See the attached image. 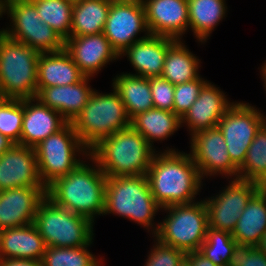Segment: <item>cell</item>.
Returning <instances> with one entry per match:
<instances>
[{
    "label": "cell",
    "mask_w": 266,
    "mask_h": 266,
    "mask_svg": "<svg viewBox=\"0 0 266 266\" xmlns=\"http://www.w3.org/2000/svg\"><path fill=\"white\" fill-rule=\"evenodd\" d=\"M266 232V195L259 189L240 213L232 237L237 243L256 247Z\"/></svg>",
    "instance_id": "obj_25"
},
{
    "label": "cell",
    "mask_w": 266,
    "mask_h": 266,
    "mask_svg": "<svg viewBox=\"0 0 266 266\" xmlns=\"http://www.w3.org/2000/svg\"><path fill=\"white\" fill-rule=\"evenodd\" d=\"M46 247L34 223L0 231V258L42 260Z\"/></svg>",
    "instance_id": "obj_23"
},
{
    "label": "cell",
    "mask_w": 266,
    "mask_h": 266,
    "mask_svg": "<svg viewBox=\"0 0 266 266\" xmlns=\"http://www.w3.org/2000/svg\"><path fill=\"white\" fill-rule=\"evenodd\" d=\"M86 159L92 163L82 161L72 172L56 179L46 188V196L58 206L95 223V217L103 216L105 211L107 176L90 155Z\"/></svg>",
    "instance_id": "obj_2"
},
{
    "label": "cell",
    "mask_w": 266,
    "mask_h": 266,
    "mask_svg": "<svg viewBox=\"0 0 266 266\" xmlns=\"http://www.w3.org/2000/svg\"><path fill=\"white\" fill-rule=\"evenodd\" d=\"M266 122V115L255 106L235 102L220 119L217 127L223 134L232 162L239 168L257 131Z\"/></svg>",
    "instance_id": "obj_11"
},
{
    "label": "cell",
    "mask_w": 266,
    "mask_h": 266,
    "mask_svg": "<svg viewBox=\"0 0 266 266\" xmlns=\"http://www.w3.org/2000/svg\"><path fill=\"white\" fill-rule=\"evenodd\" d=\"M230 180L223 190H220L217 195L205 198L204 202L208 227L232 233L240 213L259 190V183L239 178Z\"/></svg>",
    "instance_id": "obj_13"
},
{
    "label": "cell",
    "mask_w": 266,
    "mask_h": 266,
    "mask_svg": "<svg viewBox=\"0 0 266 266\" xmlns=\"http://www.w3.org/2000/svg\"><path fill=\"white\" fill-rule=\"evenodd\" d=\"M158 152L131 126L102 139L89 155L107 177L146 175Z\"/></svg>",
    "instance_id": "obj_3"
},
{
    "label": "cell",
    "mask_w": 266,
    "mask_h": 266,
    "mask_svg": "<svg viewBox=\"0 0 266 266\" xmlns=\"http://www.w3.org/2000/svg\"><path fill=\"white\" fill-rule=\"evenodd\" d=\"M7 14L10 27L0 31L8 38L31 47L38 53L64 50L65 40L47 23L42 22L30 0H0V18Z\"/></svg>",
    "instance_id": "obj_7"
},
{
    "label": "cell",
    "mask_w": 266,
    "mask_h": 266,
    "mask_svg": "<svg viewBox=\"0 0 266 266\" xmlns=\"http://www.w3.org/2000/svg\"><path fill=\"white\" fill-rule=\"evenodd\" d=\"M5 99H6V97L3 94V91L1 89V84H0V103H2Z\"/></svg>",
    "instance_id": "obj_47"
},
{
    "label": "cell",
    "mask_w": 266,
    "mask_h": 266,
    "mask_svg": "<svg viewBox=\"0 0 266 266\" xmlns=\"http://www.w3.org/2000/svg\"><path fill=\"white\" fill-rule=\"evenodd\" d=\"M85 75L64 50L40 53L37 68V88L65 86L81 81Z\"/></svg>",
    "instance_id": "obj_24"
},
{
    "label": "cell",
    "mask_w": 266,
    "mask_h": 266,
    "mask_svg": "<svg viewBox=\"0 0 266 266\" xmlns=\"http://www.w3.org/2000/svg\"><path fill=\"white\" fill-rule=\"evenodd\" d=\"M183 40H176L168 49L161 77L176 85L200 77L201 60L189 51Z\"/></svg>",
    "instance_id": "obj_29"
},
{
    "label": "cell",
    "mask_w": 266,
    "mask_h": 266,
    "mask_svg": "<svg viewBox=\"0 0 266 266\" xmlns=\"http://www.w3.org/2000/svg\"><path fill=\"white\" fill-rule=\"evenodd\" d=\"M143 4L151 35L182 40L189 30L187 0H144Z\"/></svg>",
    "instance_id": "obj_17"
},
{
    "label": "cell",
    "mask_w": 266,
    "mask_h": 266,
    "mask_svg": "<svg viewBox=\"0 0 266 266\" xmlns=\"http://www.w3.org/2000/svg\"><path fill=\"white\" fill-rule=\"evenodd\" d=\"M190 144L189 154L202 179L216 175L227 179L238 178V167L232 162L218 127L194 133L190 137Z\"/></svg>",
    "instance_id": "obj_12"
},
{
    "label": "cell",
    "mask_w": 266,
    "mask_h": 266,
    "mask_svg": "<svg viewBox=\"0 0 266 266\" xmlns=\"http://www.w3.org/2000/svg\"><path fill=\"white\" fill-rule=\"evenodd\" d=\"M65 51L88 77H94L110 62L120 59L104 33L74 36L65 40Z\"/></svg>",
    "instance_id": "obj_15"
},
{
    "label": "cell",
    "mask_w": 266,
    "mask_h": 266,
    "mask_svg": "<svg viewBox=\"0 0 266 266\" xmlns=\"http://www.w3.org/2000/svg\"><path fill=\"white\" fill-rule=\"evenodd\" d=\"M259 189L266 195V178L259 183Z\"/></svg>",
    "instance_id": "obj_46"
},
{
    "label": "cell",
    "mask_w": 266,
    "mask_h": 266,
    "mask_svg": "<svg viewBox=\"0 0 266 266\" xmlns=\"http://www.w3.org/2000/svg\"><path fill=\"white\" fill-rule=\"evenodd\" d=\"M141 32L145 34L137 37ZM103 33L118 55L134 42L146 38L150 33L144 4L111 2Z\"/></svg>",
    "instance_id": "obj_14"
},
{
    "label": "cell",
    "mask_w": 266,
    "mask_h": 266,
    "mask_svg": "<svg viewBox=\"0 0 266 266\" xmlns=\"http://www.w3.org/2000/svg\"><path fill=\"white\" fill-rule=\"evenodd\" d=\"M112 91L100 93L94 90L88 103L72 122L75 132L89 151L102 139L131 125L119 93L114 88Z\"/></svg>",
    "instance_id": "obj_5"
},
{
    "label": "cell",
    "mask_w": 266,
    "mask_h": 266,
    "mask_svg": "<svg viewBox=\"0 0 266 266\" xmlns=\"http://www.w3.org/2000/svg\"><path fill=\"white\" fill-rule=\"evenodd\" d=\"M154 245L144 266H179L186 258V253L180 249L165 245L154 238Z\"/></svg>",
    "instance_id": "obj_37"
},
{
    "label": "cell",
    "mask_w": 266,
    "mask_h": 266,
    "mask_svg": "<svg viewBox=\"0 0 266 266\" xmlns=\"http://www.w3.org/2000/svg\"><path fill=\"white\" fill-rule=\"evenodd\" d=\"M42 22L47 23L64 40L70 37L73 2L69 0H30Z\"/></svg>",
    "instance_id": "obj_31"
},
{
    "label": "cell",
    "mask_w": 266,
    "mask_h": 266,
    "mask_svg": "<svg viewBox=\"0 0 266 266\" xmlns=\"http://www.w3.org/2000/svg\"><path fill=\"white\" fill-rule=\"evenodd\" d=\"M166 212L158 222L153 235L161 243L180 249L185 253L200 249L208 229V216L204 200L190 204L171 205L161 209Z\"/></svg>",
    "instance_id": "obj_9"
},
{
    "label": "cell",
    "mask_w": 266,
    "mask_h": 266,
    "mask_svg": "<svg viewBox=\"0 0 266 266\" xmlns=\"http://www.w3.org/2000/svg\"><path fill=\"white\" fill-rule=\"evenodd\" d=\"M110 4L109 0H80L74 2L70 37L102 33Z\"/></svg>",
    "instance_id": "obj_30"
},
{
    "label": "cell",
    "mask_w": 266,
    "mask_h": 266,
    "mask_svg": "<svg viewBox=\"0 0 266 266\" xmlns=\"http://www.w3.org/2000/svg\"><path fill=\"white\" fill-rule=\"evenodd\" d=\"M235 102L216 85L207 81L201 88L198 98L181 118V127L186 125L189 135L217 127L220 119Z\"/></svg>",
    "instance_id": "obj_18"
},
{
    "label": "cell",
    "mask_w": 266,
    "mask_h": 266,
    "mask_svg": "<svg viewBox=\"0 0 266 266\" xmlns=\"http://www.w3.org/2000/svg\"><path fill=\"white\" fill-rule=\"evenodd\" d=\"M235 244L232 233L208 227L205 241L198 251L215 265L227 266Z\"/></svg>",
    "instance_id": "obj_34"
},
{
    "label": "cell",
    "mask_w": 266,
    "mask_h": 266,
    "mask_svg": "<svg viewBox=\"0 0 266 266\" xmlns=\"http://www.w3.org/2000/svg\"><path fill=\"white\" fill-rule=\"evenodd\" d=\"M1 266H43V262L42 260L1 258Z\"/></svg>",
    "instance_id": "obj_41"
},
{
    "label": "cell",
    "mask_w": 266,
    "mask_h": 266,
    "mask_svg": "<svg viewBox=\"0 0 266 266\" xmlns=\"http://www.w3.org/2000/svg\"><path fill=\"white\" fill-rule=\"evenodd\" d=\"M149 85L154 108L173 111L175 85L161 76L150 77Z\"/></svg>",
    "instance_id": "obj_38"
},
{
    "label": "cell",
    "mask_w": 266,
    "mask_h": 266,
    "mask_svg": "<svg viewBox=\"0 0 266 266\" xmlns=\"http://www.w3.org/2000/svg\"><path fill=\"white\" fill-rule=\"evenodd\" d=\"M260 75L262 77V80H263V86L265 87V91H266V65L263 64L262 67L260 68Z\"/></svg>",
    "instance_id": "obj_45"
},
{
    "label": "cell",
    "mask_w": 266,
    "mask_h": 266,
    "mask_svg": "<svg viewBox=\"0 0 266 266\" xmlns=\"http://www.w3.org/2000/svg\"><path fill=\"white\" fill-rule=\"evenodd\" d=\"M23 120V99L6 98L0 103V133L15 144L20 142Z\"/></svg>",
    "instance_id": "obj_35"
},
{
    "label": "cell",
    "mask_w": 266,
    "mask_h": 266,
    "mask_svg": "<svg viewBox=\"0 0 266 266\" xmlns=\"http://www.w3.org/2000/svg\"><path fill=\"white\" fill-rule=\"evenodd\" d=\"M238 178L256 183L266 178V122L249 146L245 160L238 168Z\"/></svg>",
    "instance_id": "obj_32"
},
{
    "label": "cell",
    "mask_w": 266,
    "mask_h": 266,
    "mask_svg": "<svg viewBox=\"0 0 266 266\" xmlns=\"http://www.w3.org/2000/svg\"><path fill=\"white\" fill-rule=\"evenodd\" d=\"M45 187H18L0 191V231L34 223Z\"/></svg>",
    "instance_id": "obj_19"
},
{
    "label": "cell",
    "mask_w": 266,
    "mask_h": 266,
    "mask_svg": "<svg viewBox=\"0 0 266 266\" xmlns=\"http://www.w3.org/2000/svg\"><path fill=\"white\" fill-rule=\"evenodd\" d=\"M15 143L0 133V156L9 150Z\"/></svg>",
    "instance_id": "obj_42"
},
{
    "label": "cell",
    "mask_w": 266,
    "mask_h": 266,
    "mask_svg": "<svg viewBox=\"0 0 266 266\" xmlns=\"http://www.w3.org/2000/svg\"><path fill=\"white\" fill-rule=\"evenodd\" d=\"M175 149L156 152L146 173L152 196L161 208L194 203L203 186L190 154Z\"/></svg>",
    "instance_id": "obj_1"
},
{
    "label": "cell",
    "mask_w": 266,
    "mask_h": 266,
    "mask_svg": "<svg viewBox=\"0 0 266 266\" xmlns=\"http://www.w3.org/2000/svg\"><path fill=\"white\" fill-rule=\"evenodd\" d=\"M91 79L85 76L75 84L37 88L36 98L43 105L59 112L68 123H72L96 90L90 86Z\"/></svg>",
    "instance_id": "obj_21"
},
{
    "label": "cell",
    "mask_w": 266,
    "mask_h": 266,
    "mask_svg": "<svg viewBox=\"0 0 266 266\" xmlns=\"http://www.w3.org/2000/svg\"><path fill=\"white\" fill-rule=\"evenodd\" d=\"M34 149L40 180L45 188L82 163L84 159L81 160L80 156L82 158L89 156V150L81 142L72 123H67L58 132L41 141Z\"/></svg>",
    "instance_id": "obj_10"
},
{
    "label": "cell",
    "mask_w": 266,
    "mask_h": 266,
    "mask_svg": "<svg viewBox=\"0 0 266 266\" xmlns=\"http://www.w3.org/2000/svg\"><path fill=\"white\" fill-rule=\"evenodd\" d=\"M69 1H71V2H73V3H74V2H77V1H80V0H69Z\"/></svg>",
    "instance_id": "obj_49"
},
{
    "label": "cell",
    "mask_w": 266,
    "mask_h": 266,
    "mask_svg": "<svg viewBox=\"0 0 266 266\" xmlns=\"http://www.w3.org/2000/svg\"><path fill=\"white\" fill-rule=\"evenodd\" d=\"M113 3H134V4H141L144 3V0H109Z\"/></svg>",
    "instance_id": "obj_44"
},
{
    "label": "cell",
    "mask_w": 266,
    "mask_h": 266,
    "mask_svg": "<svg viewBox=\"0 0 266 266\" xmlns=\"http://www.w3.org/2000/svg\"><path fill=\"white\" fill-rule=\"evenodd\" d=\"M262 253L266 255V232L261 237L259 244L256 246Z\"/></svg>",
    "instance_id": "obj_43"
},
{
    "label": "cell",
    "mask_w": 266,
    "mask_h": 266,
    "mask_svg": "<svg viewBox=\"0 0 266 266\" xmlns=\"http://www.w3.org/2000/svg\"><path fill=\"white\" fill-rule=\"evenodd\" d=\"M92 243L93 240L88 245L72 248L46 247L43 266H103L104 260L98 259L89 250Z\"/></svg>",
    "instance_id": "obj_33"
},
{
    "label": "cell",
    "mask_w": 266,
    "mask_h": 266,
    "mask_svg": "<svg viewBox=\"0 0 266 266\" xmlns=\"http://www.w3.org/2000/svg\"><path fill=\"white\" fill-rule=\"evenodd\" d=\"M176 39L149 34L134 42L119 56H127L137 76L145 78L161 76L167 51Z\"/></svg>",
    "instance_id": "obj_22"
},
{
    "label": "cell",
    "mask_w": 266,
    "mask_h": 266,
    "mask_svg": "<svg viewBox=\"0 0 266 266\" xmlns=\"http://www.w3.org/2000/svg\"><path fill=\"white\" fill-rule=\"evenodd\" d=\"M161 209L152 196L146 175L107 177L103 215L127 218L144 227L148 233L151 230L154 235L159 226L154 219Z\"/></svg>",
    "instance_id": "obj_4"
},
{
    "label": "cell",
    "mask_w": 266,
    "mask_h": 266,
    "mask_svg": "<svg viewBox=\"0 0 266 266\" xmlns=\"http://www.w3.org/2000/svg\"><path fill=\"white\" fill-rule=\"evenodd\" d=\"M39 55L0 31V84L6 98H36Z\"/></svg>",
    "instance_id": "obj_6"
},
{
    "label": "cell",
    "mask_w": 266,
    "mask_h": 266,
    "mask_svg": "<svg viewBox=\"0 0 266 266\" xmlns=\"http://www.w3.org/2000/svg\"><path fill=\"white\" fill-rule=\"evenodd\" d=\"M206 82L207 80L200 76L190 82L175 85L173 112L180 119L196 101L201 88Z\"/></svg>",
    "instance_id": "obj_36"
},
{
    "label": "cell",
    "mask_w": 266,
    "mask_h": 266,
    "mask_svg": "<svg viewBox=\"0 0 266 266\" xmlns=\"http://www.w3.org/2000/svg\"><path fill=\"white\" fill-rule=\"evenodd\" d=\"M34 225L47 247H81L94 240V223L55 204L45 196L38 204Z\"/></svg>",
    "instance_id": "obj_8"
},
{
    "label": "cell",
    "mask_w": 266,
    "mask_h": 266,
    "mask_svg": "<svg viewBox=\"0 0 266 266\" xmlns=\"http://www.w3.org/2000/svg\"><path fill=\"white\" fill-rule=\"evenodd\" d=\"M18 187H44L33 147L14 144L0 156V191Z\"/></svg>",
    "instance_id": "obj_16"
},
{
    "label": "cell",
    "mask_w": 266,
    "mask_h": 266,
    "mask_svg": "<svg viewBox=\"0 0 266 266\" xmlns=\"http://www.w3.org/2000/svg\"><path fill=\"white\" fill-rule=\"evenodd\" d=\"M179 266H191V265L186 259H184L183 262Z\"/></svg>",
    "instance_id": "obj_48"
},
{
    "label": "cell",
    "mask_w": 266,
    "mask_h": 266,
    "mask_svg": "<svg viewBox=\"0 0 266 266\" xmlns=\"http://www.w3.org/2000/svg\"><path fill=\"white\" fill-rule=\"evenodd\" d=\"M67 123L59 112L43 105L37 98L23 99V120L18 144L34 148Z\"/></svg>",
    "instance_id": "obj_20"
},
{
    "label": "cell",
    "mask_w": 266,
    "mask_h": 266,
    "mask_svg": "<svg viewBox=\"0 0 266 266\" xmlns=\"http://www.w3.org/2000/svg\"><path fill=\"white\" fill-rule=\"evenodd\" d=\"M185 259L191 266H217L211 260L203 256L199 251L186 253Z\"/></svg>",
    "instance_id": "obj_40"
},
{
    "label": "cell",
    "mask_w": 266,
    "mask_h": 266,
    "mask_svg": "<svg viewBox=\"0 0 266 266\" xmlns=\"http://www.w3.org/2000/svg\"><path fill=\"white\" fill-rule=\"evenodd\" d=\"M227 266H266V255L249 244H235Z\"/></svg>",
    "instance_id": "obj_39"
},
{
    "label": "cell",
    "mask_w": 266,
    "mask_h": 266,
    "mask_svg": "<svg viewBox=\"0 0 266 266\" xmlns=\"http://www.w3.org/2000/svg\"><path fill=\"white\" fill-rule=\"evenodd\" d=\"M130 126L154 148L155 141L167 140L181 128V119L173 111L153 107L133 117Z\"/></svg>",
    "instance_id": "obj_27"
},
{
    "label": "cell",
    "mask_w": 266,
    "mask_h": 266,
    "mask_svg": "<svg viewBox=\"0 0 266 266\" xmlns=\"http://www.w3.org/2000/svg\"><path fill=\"white\" fill-rule=\"evenodd\" d=\"M189 29L197 42L204 44L210 39L212 31L225 18L227 4L225 0H187ZM209 37V38H208Z\"/></svg>",
    "instance_id": "obj_28"
},
{
    "label": "cell",
    "mask_w": 266,
    "mask_h": 266,
    "mask_svg": "<svg viewBox=\"0 0 266 266\" xmlns=\"http://www.w3.org/2000/svg\"><path fill=\"white\" fill-rule=\"evenodd\" d=\"M112 87L119 93L130 119L154 107L149 78L122 72L112 79Z\"/></svg>",
    "instance_id": "obj_26"
}]
</instances>
